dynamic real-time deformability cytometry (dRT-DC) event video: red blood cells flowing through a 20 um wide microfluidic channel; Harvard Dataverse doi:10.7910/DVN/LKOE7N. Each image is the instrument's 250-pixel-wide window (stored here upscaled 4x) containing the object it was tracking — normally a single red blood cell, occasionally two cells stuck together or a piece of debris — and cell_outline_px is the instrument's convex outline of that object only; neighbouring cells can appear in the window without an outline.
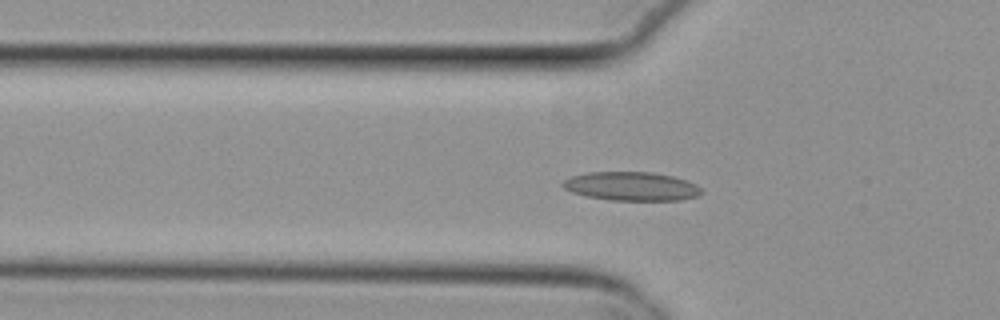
{"species": "common noctule bat (a hibernating species)", "species_latin": "Nyctalus noctula", "temperature_condition": "cold", "stored_images_in_passage": 44, "camera_frame_rate_fps": 3000, "um_per_image_px": 0.085, "animal": {"sex": "female", "body_mass_g": 29.2, "forearm_length_mm": 56.3}, "frame": {"image": 1, "passage_image": 8, "time_ms": 2.333, "image_size_px": [1000, 320], "cell_outline_px": [[704, 192], [696, 196], [680, 200], [608, 200], [584, 196], [572, 192], [564, 188], [560, 184], [564, 180], [572, 176], [588, 172], [652, 172], [672, 176], [688, 180], [696, 184]], "centroid_in_image_um": [53.66, 15.83], "position_along_channel_um": 72.1, "area_um2": 23.35}}
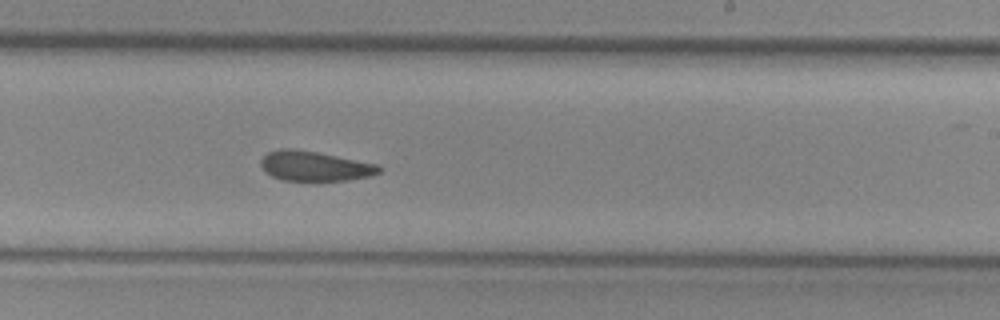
{"frame": {"image": 2, "passage_image": 23, "time_ms": 7.333, "image_size_px": [1000, 320], "cell_outline_px": [[380, 172], [372, 176], [348, 180], [280, 180], [264, 172], [260, 164], [260, 160], [268, 152], [280, 148], [296, 148], [376, 164], [380, 168]], "centroid_in_image_um": [26.69, 14.11], "position_along_channel_um": 262.3, "area_um2": 20.46}}
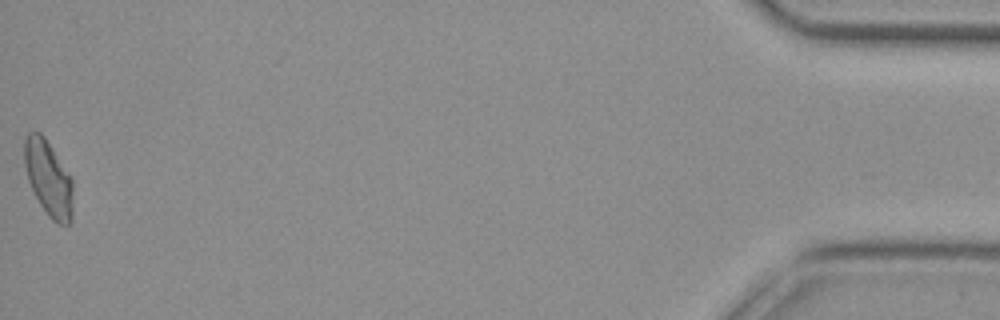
{"frame": {"image": 3, "passage_image": 44, "time_ms": 14.333, "image_size_px": [1000, 320], "cell_outline_px": [[72, 220], [68, 224], [56, 224], [48, 216], [40, 204], [28, 180], [24, 164], [24, 140], [28, 132], [40, 132], [44, 136], [72, 180]], "centroid_in_image_um": [4.1, 15.17], "position_along_channel_um": 431.1, "area_um2": 21.1}, "authors_computed_cell_mechanics": {"area_um2": 21.2993, "velocity_mm_per_s": 3.808, "shape_relaxation_time_tau1_ms": null, "shape_relaxation_time_tau2_ms": 6.7219, "deformation_change_tau1": null, "deformation_change_tau2": 0.1474}}